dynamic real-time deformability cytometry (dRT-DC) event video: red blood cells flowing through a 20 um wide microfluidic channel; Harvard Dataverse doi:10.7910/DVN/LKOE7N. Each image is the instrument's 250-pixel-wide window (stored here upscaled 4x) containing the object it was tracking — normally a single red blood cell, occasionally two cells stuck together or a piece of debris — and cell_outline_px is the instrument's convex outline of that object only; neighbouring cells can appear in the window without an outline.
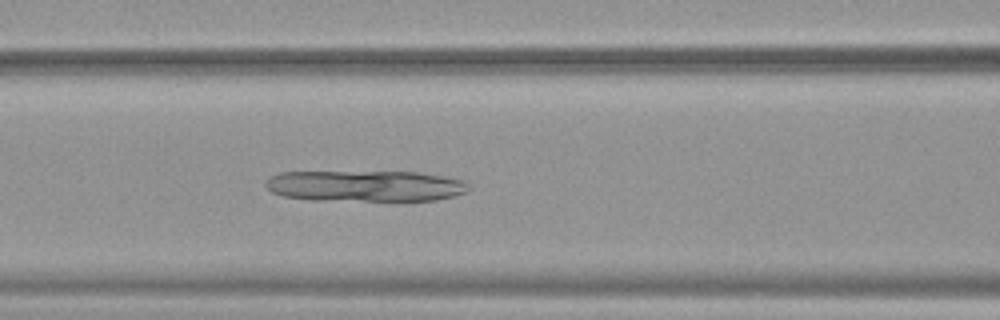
{"species": "common noctule bat (a hibernating species)", "species_latin": "Nyctalus noctula", "temperature_condition": "warm", "stored_images_in_passage": 44, "camera_frame_rate_fps": 3000, "um_per_image_px": 0.085, "animal": {"sex": "female", "body_mass_g": 19.9}, "frame": {"image": 1, "passage_image": 15, "time_ms": 4.667, "image_size_px": [1000, 320], "cell_outline_px": [[472, 188], [468, 192], [436, 200], [308, 200], [284, 196], [272, 192], [264, 184], [272, 176], [280, 172], [420, 172], [444, 176], [464, 180]], "centroid_in_image_um": [31.09, 15.8], "position_along_channel_um": 135.5, "area_um2": 36.82}}
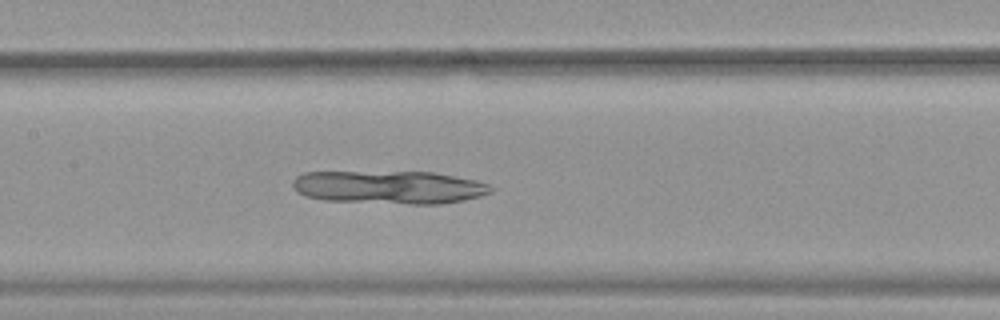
{"frame": {"image": 2, "passage_image": 18, "time_ms": 5.667, "image_size_px": [1000, 320], "cell_outline_px": [[492, 192], [480, 196], [464, 200], [440, 204], [408, 204], [324, 200], [304, 196], [296, 192], [292, 188], [292, 180], [296, 176], [304, 172], [432, 172], [476, 180], [492, 184]], "centroid_in_image_um": [33.06, 15.92], "position_along_channel_um": 174.3, "area_um2": 38.55}}
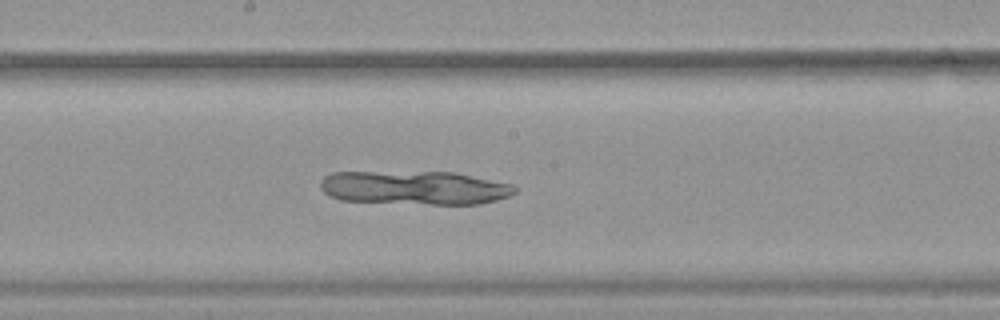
{"frame": {"image": 3, "passage_image": 21, "time_ms": 6.667, "image_size_px": [1000, 320], "cell_outline_px": [[516, 192], [508, 196], [496, 200], [480, 204], [432, 204], [340, 200], [324, 192], [320, 188], [320, 180], [324, 176], [332, 172], [452, 172], [512, 184], [516, 188]], "centroid_in_image_um": [35.22, 15.95], "position_along_channel_um": 213.0, "area_um2": 38.03}}